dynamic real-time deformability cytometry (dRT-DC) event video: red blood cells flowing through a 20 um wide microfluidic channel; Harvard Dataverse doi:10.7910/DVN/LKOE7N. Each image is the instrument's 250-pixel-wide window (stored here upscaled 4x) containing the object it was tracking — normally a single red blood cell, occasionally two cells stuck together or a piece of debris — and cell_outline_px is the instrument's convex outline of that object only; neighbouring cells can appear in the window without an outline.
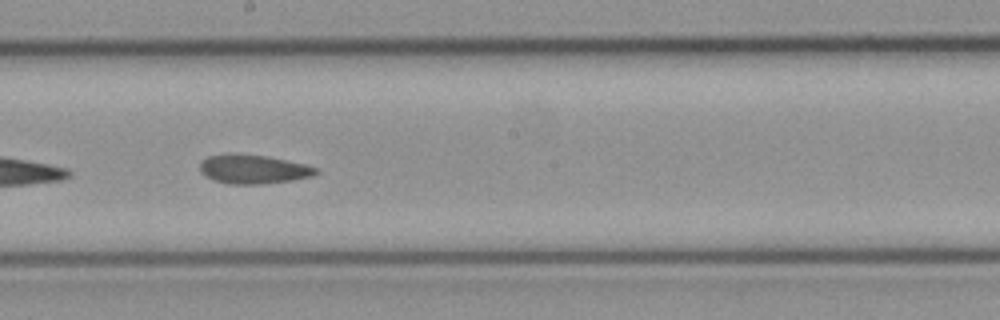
{"species": "common noctule bat (a hibernating species)", "species_latin": "Nyctalus noctula", "temperature_condition": "cold", "stored_images_in_passage": 21, "camera_frame_rate_fps": 3000, "um_per_image_px": 0.085, "animal": {"sex": "female", "body_mass_g": 21.9}, "frame": {"image": 1, "passage_image": 12, "time_ms": 3.667, "image_size_px": [1000, 320], "cell_outline_px": [[320, 172], [312, 176], [292, 180], [264, 184], [228, 184], [212, 180], [200, 172], [200, 160], [208, 156], [232, 152], [268, 156], [304, 164], [320, 168]], "centroid_in_image_um": [21.51, 14.37], "position_along_channel_um": 226.7, "area_um2": 20.06}}
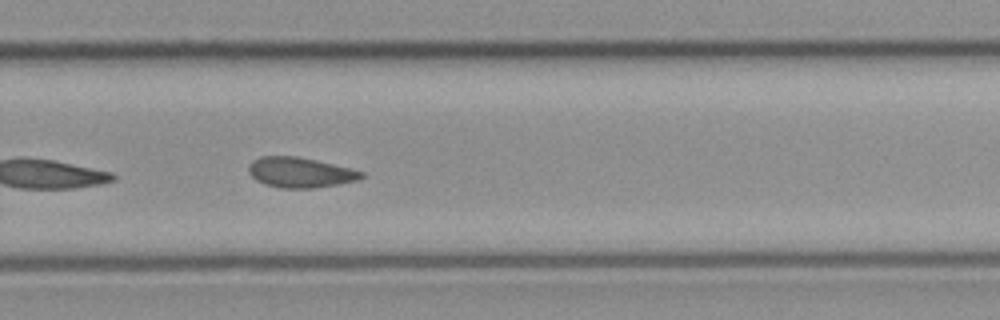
{"frame": {"image": 2, "passage_image": 15, "time_ms": 4.667, "image_size_px": [1000, 320], "cell_outline_px": [[364, 176], [356, 180], [336, 184], [312, 188], [280, 188], [264, 184], [256, 180], [248, 172], [248, 164], [252, 160], [260, 156], [296, 156], [316, 160], [352, 168], [364, 172]], "centroid_in_image_um": [25.47, 14.65], "position_along_channel_um": 304.3, "area_um2": 19.88}}